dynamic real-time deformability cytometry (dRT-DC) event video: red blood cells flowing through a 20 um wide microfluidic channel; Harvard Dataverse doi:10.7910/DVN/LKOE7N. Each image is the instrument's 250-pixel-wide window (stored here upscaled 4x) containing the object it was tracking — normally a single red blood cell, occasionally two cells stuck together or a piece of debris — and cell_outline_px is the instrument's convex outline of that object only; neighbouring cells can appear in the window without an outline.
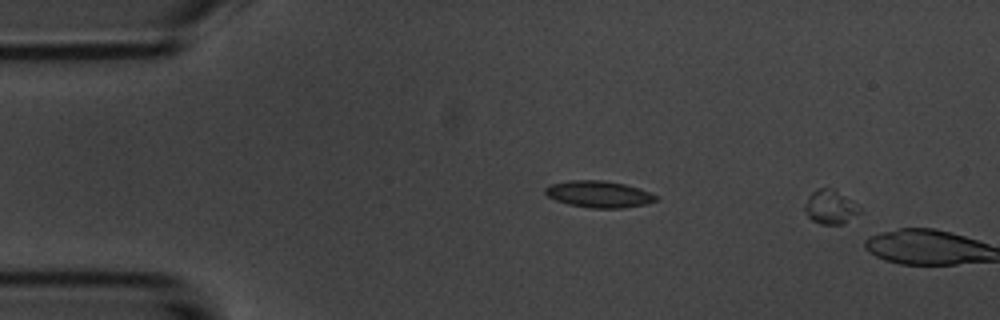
{"species": "common noctule bat (a hibernating species)", "species_latin": "Nyctalus noctula", "temperature_condition": "room temperature", "stored_images_in_passage": 5, "segment_of_instrument_passage": [1, 2], "camera_frame_rate_fps": 3000, "um_per_image_px": 0.085, "animal": {"sex": "male", "body_mass_g": 20.1, "forearm_length_mm": 53.5}, "frame": {"image": 1, "passage_image": 1, "time_ms": 0.0, "image_size_px": [1000, 320], "cell_outline_px": [[860, 212], [844, 224], [820, 224], [812, 220], [808, 216], [804, 208], [804, 204], [808, 196], [816, 188], [832, 188], [852, 200], [860, 208]], "centroid_in_image_um": [70.56, 17.59], "position_along_channel_um": 14.4, "area_um2": 10.87}}